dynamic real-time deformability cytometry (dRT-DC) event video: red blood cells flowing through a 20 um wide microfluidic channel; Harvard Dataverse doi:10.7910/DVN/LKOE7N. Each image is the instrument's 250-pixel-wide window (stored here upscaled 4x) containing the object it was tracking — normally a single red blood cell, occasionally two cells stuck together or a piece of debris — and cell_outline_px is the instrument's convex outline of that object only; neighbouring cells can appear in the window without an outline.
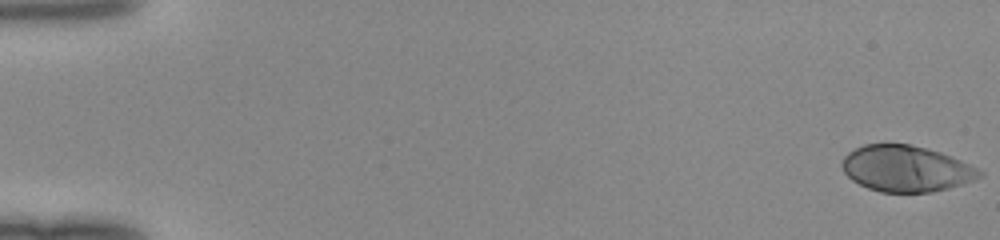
{"species": "human", "species_latin": "Homo sapiens", "temperature_condition": "room temperature", "stored_images_in_passage": 50, "camera_frame_rate_fps": 3000, "um_per_image_px": 0.085, "donor": {"sex": "female"}, "frame": {"image": 1, "passage_image": 1, "time_ms": 0.0, "image_size_px": [1000, 240], "cell_outline_px": [[984, 176], [976, 180], [948, 188], [932, 192], [880, 192], [868, 188], [852, 180], [844, 172], [840, 164], [844, 156], [848, 152], [864, 144], [908, 144], [940, 152], [960, 160], [984, 172]], "centroid_in_image_um": [77.01, 14.34], "position_along_channel_um": 8.0, "area_um2": 36.88}}
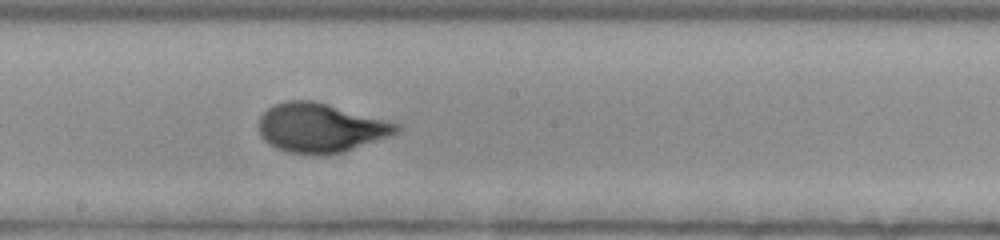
{"frame": {"image": 2, "passage_image": 29, "time_ms": 9.333, "image_size_px": [1000, 240], "cell_outline_px": [[400, 132], [344, 152], [312, 156], [288, 152], [276, 148], [268, 144], [260, 136], [260, 116], [272, 104], [288, 100], [316, 100], [400, 124]], "centroid_in_image_um": [27.23, 10.86], "position_along_channel_um": 221.0, "area_um2": 39.77}}
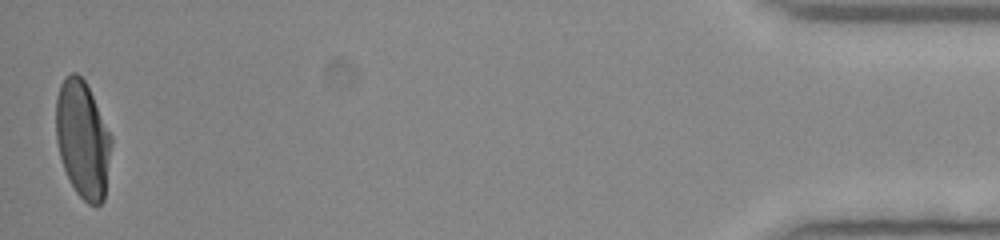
{"frame": {"image": 3, "passage_image": 50, "time_ms": 16.333, "image_size_px": [1000, 240], "cell_outline_px": [[112, 144], [104, 200], [96, 208], [88, 204], [76, 192], [64, 168], [60, 156], [56, 140], [56, 96], [60, 84], [72, 72], [76, 72], [84, 80], [112, 136]], "centroid_in_image_um": [7.03, 11.88], "position_along_channel_um": 428.2, "area_um2": 37.69}}